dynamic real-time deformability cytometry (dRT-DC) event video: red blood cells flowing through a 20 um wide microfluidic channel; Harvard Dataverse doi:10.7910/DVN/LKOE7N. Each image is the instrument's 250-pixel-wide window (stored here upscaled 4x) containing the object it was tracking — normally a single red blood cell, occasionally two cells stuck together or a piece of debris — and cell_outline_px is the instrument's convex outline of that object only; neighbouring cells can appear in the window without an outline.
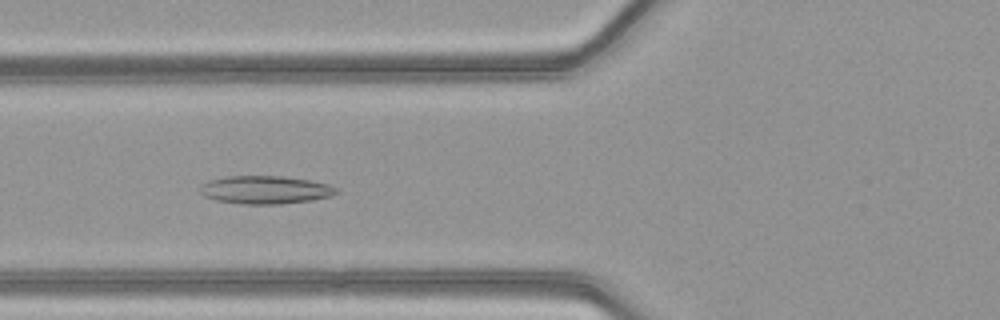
{"species": "common noctule bat (a hibernating species)", "species_latin": "Nyctalus noctula", "temperature_condition": "warm", "stored_images_in_passage": 51, "camera_frame_rate_fps": 3000, "um_per_image_px": 0.085, "animal": {"sex": "female", "body_mass_g": 21.9}, "frame": {"image": 1, "passage_image": 21, "time_ms": 6.667, "image_size_px": [1000, 320], "cell_outline_px": [[340, 192], [332, 196], [312, 200], [280, 204], [240, 204], [216, 200], [204, 196], [200, 192], [200, 184], [208, 180], [228, 176], [284, 176], [312, 180], [328, 184], [340, 188]], "centroid_in_image_um": [22.59, 16.13], "position_along_channel_um": 103.2, "area_um2": 22.66}}
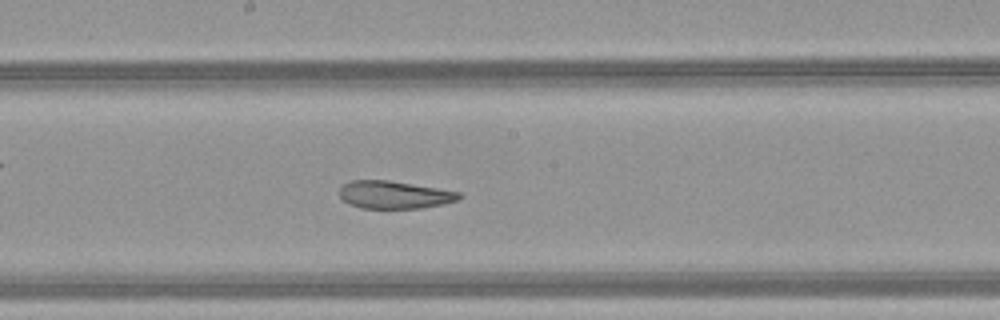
{"frame": {"image": 2, "passage_image": 29, "time_ms": 9.333, "image_size_px": [1000, 320], "cell_outline_px": [[464, 196], [460, 200], [444, 204], [420, 208], [360, 208], [348, 204], [340, 196], [340, 188], [344, 184], [352, 180], [388, 180], [460, 192]], "centroid_in_image_um": [33.54, 16.56], "position_along_channel_um": 214.7, "area_um2": 19.31}}
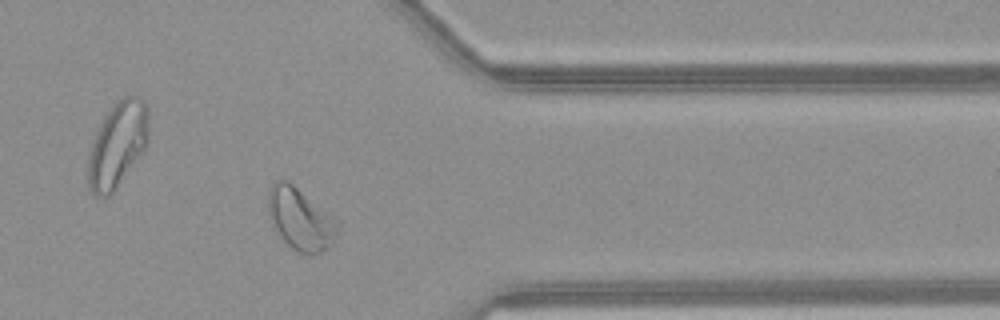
{"frame": {"image": 3, "passage_image": 42, "time_ms": 13.667, "image_size_px": [1000, 320], "cell_outline_px": [[340, 224], [332, 244], [320, 252], [312, 256], [308, 256], [292, 248], [276, 236], [268, 212], [268, 192], [272, 180], [288, 180], [332, 212], [340, 220]], "centroid_in_image_um": [25.55, 18.6], "position_along_channel_um": 385.9, "area_um2": 26.18}, "authors_computed_cell_mechanics": {"area_um2": 26.1834, "velocity_mm_per_s": 4.1496, "shape_relaxation_time_tau1_ms": null, "shape_relaxation_time_tau2_ms": 2.3445, "deformation_change_tau1": null, "deformation_change_tau2": 0.092}}